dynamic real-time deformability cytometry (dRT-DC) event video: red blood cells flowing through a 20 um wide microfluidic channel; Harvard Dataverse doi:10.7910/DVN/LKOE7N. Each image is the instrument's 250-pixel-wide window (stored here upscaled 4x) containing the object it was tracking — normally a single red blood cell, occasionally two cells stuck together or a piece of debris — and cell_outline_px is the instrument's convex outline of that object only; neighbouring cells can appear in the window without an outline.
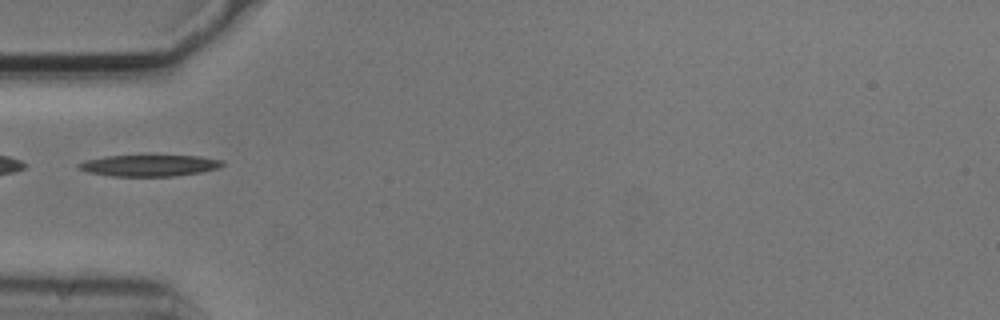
{"species": "common noctule bat (a hibernating species)", "species_latin": "Nyctalus noctula", "temperature_condition": "cold", "stored_images_in_passage": 5, "segment_of_instrument_passage": [2, 2], "camera_frame_rate_fps": 3000, "um_per_image_px": 0.085, "animal": {"sex": "male", "body_mass_g": 20.5, "forearm_length_mm": 52.5}, "frame": {"image": 1, "passage_image": 5, "time_ms": 1.333, "image_size_px": [1000, 320], "cell_outline_px": [[224, 164], [216, 168], [200, 172], [172, 176], [112, 176], [88, 172], [76, 168], [76, 164], [88, 160], [108, 156], [200, 156], [224, 160]], "centroid_in_image_um": [12.68, 14.07], "position_along_channel_um": 72.3, "area_um2": 17.69}}